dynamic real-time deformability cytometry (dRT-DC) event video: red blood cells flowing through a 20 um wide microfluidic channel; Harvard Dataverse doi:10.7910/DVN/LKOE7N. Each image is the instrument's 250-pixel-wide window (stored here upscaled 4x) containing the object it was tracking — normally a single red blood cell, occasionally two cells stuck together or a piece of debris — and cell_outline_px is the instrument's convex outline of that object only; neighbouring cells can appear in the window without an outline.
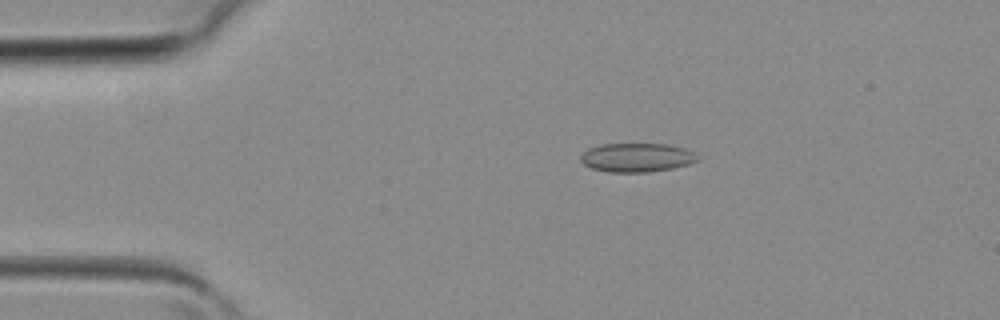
{"species": "common noctule bat (a hibernating species)", "species_latin": "Nyctalus noctula", "temperature_condition": "room temperature", "stored_images_in_passage": 3, "camera_frame_rate_fps": 3000, "um_per_image_px": 0.085, "animal": {"sex": "female", "body_mass_g": 19.3, "forearm_length_mm": 54.1}, "frame": {"image": 1, "passage_image": 2, "time_ms": 0.333, "image_size_px": [1000, 320], "cell_outline_px": [[700, 160], [688, 164], [672, 168], [648, 172], [608, 172], [592, 168], [584, 164], [580, 160], [580, 156], [588, 148], [600, 144], [668, 144], [684, 148], [700, 156]], "centroid_in_image_um": [54.13, 13.38], "position_along_channel_um": 30.9, "area_um2": 19.71}}